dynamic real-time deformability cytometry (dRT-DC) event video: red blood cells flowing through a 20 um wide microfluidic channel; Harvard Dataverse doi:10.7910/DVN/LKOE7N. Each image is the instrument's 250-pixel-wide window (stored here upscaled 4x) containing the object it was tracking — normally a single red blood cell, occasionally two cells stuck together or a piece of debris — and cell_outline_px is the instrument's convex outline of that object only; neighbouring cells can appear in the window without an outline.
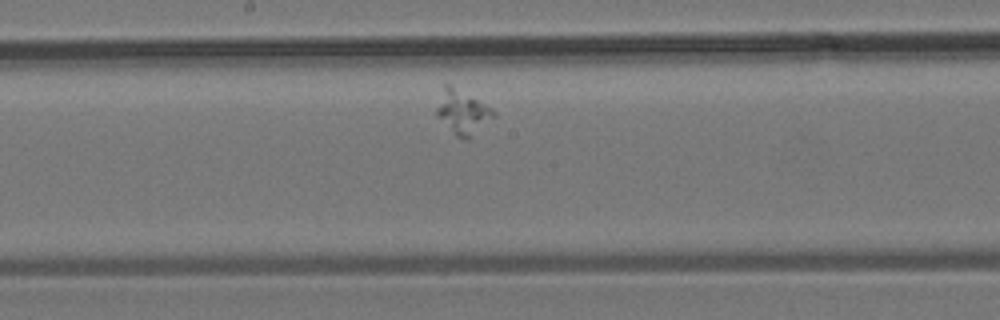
{"species": "common noctule bat (a hibernating species)", "species_latin": "Nyctalus noctula", "temperature_condition": "room temperature", "stored_images_in_passage": 30, "camera_frame_rate_fps": 3000, "um_per_image_px": 0.085, "animal": {"sex": "male", "body_mass_g": 19.2, "forearm_length_mm": 51.8}, "frame": {"image": 1, "passage_image": 12, "time_ms": 3.667, "image_size_px": [1000, 320], "cell_outline_px": [[496, 116], [468, 140], [464, 140], [456, 136], [436, 116], [436, 108], [444, 84], [448, 84], [492, 108]], "centroid_in_image_um": [39.31, 9.58], "position_along_channel_um": 208.9, "area_um2": 14.39}}
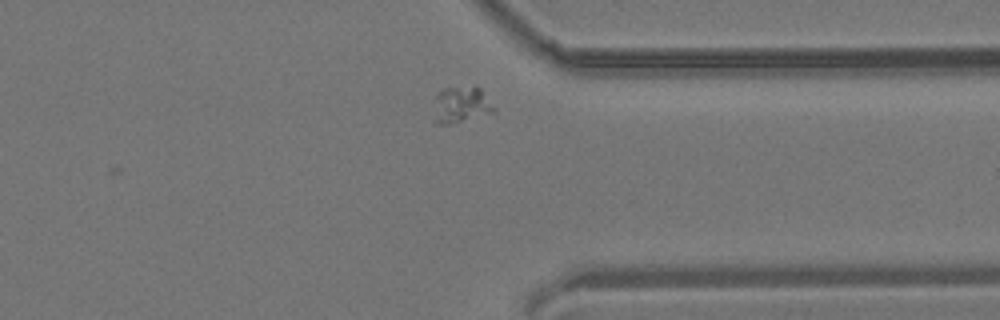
{"frame": {"image": 2, "passage_image": 23, "time_ms": 7.333, "image_size_px": [1000, 320], "cell_outline_px": [[496, 112], [448, 124], [436, 124], [436, 96], [444, 88], [476, 84], [480, 88], [496, 108]], "centroid_in_image_um": [39.27, 8.86], "position_along_channel_um": 372.1, "area_um2": 12.66}}
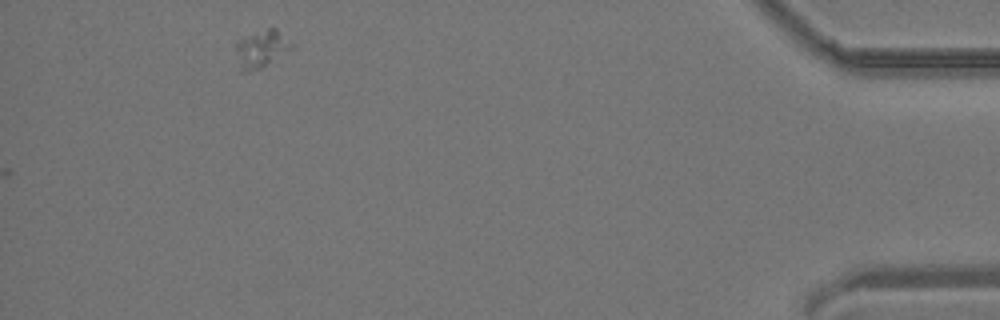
{"frame": {"image": 3, "passage_image": 30, "time_ms": 9.667, "image_size_px": [1000, 320], "cell_outline_px": [[296, 48], [260, 68], [248, 72], [244, 72], [232, 48], [244, 36], [268, 28], [276, 28], [296, 44]], "centroid_in_image_um": [22.27, 4.13], "position_along_channel_um": 412.9, "area_um2": 12.43}}